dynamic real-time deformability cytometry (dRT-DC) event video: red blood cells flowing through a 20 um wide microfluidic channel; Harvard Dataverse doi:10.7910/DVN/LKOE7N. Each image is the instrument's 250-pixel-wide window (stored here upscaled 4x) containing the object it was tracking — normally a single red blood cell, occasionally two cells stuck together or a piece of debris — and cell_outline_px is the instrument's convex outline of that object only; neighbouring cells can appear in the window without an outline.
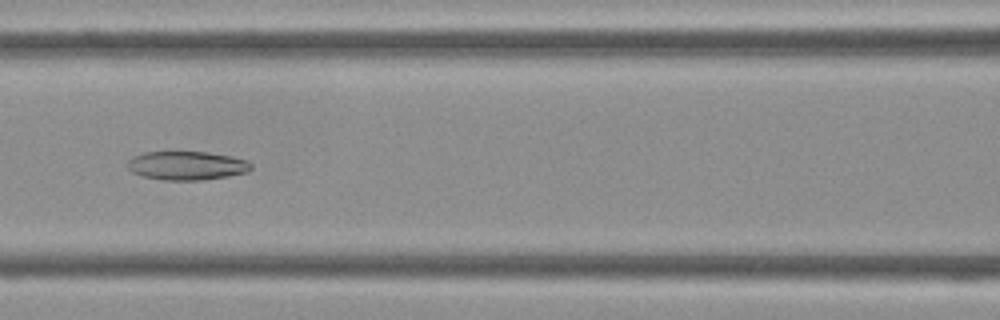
{"species": "Egyptian fruit bat (a non-hibernating species)", "species_latin": "Rousettus aegyptiacus", "temperature_condition": "cold", "stored_images_in_passage": 44, "camera_frame_rate_fps": 3000, "um_per_image_px": 0.085, "frame": {"image": 1, "passage_image": 19, "time_ms": 6.0, "image_size_px": [1000, 320], "cell_outline_px": [[252, 168], [248, 172], [228, 176], [200, 180], [164, 180], [144, 176], [132, 172], [128, 168], [128, 160], [132, 156], [144, 152], [208, 152], [248, 160], [252, 164]], "centroid_in_image_um": [15.88, 14.07], "position_along_channel_um": 150.7, "area_um2": 20.63}}
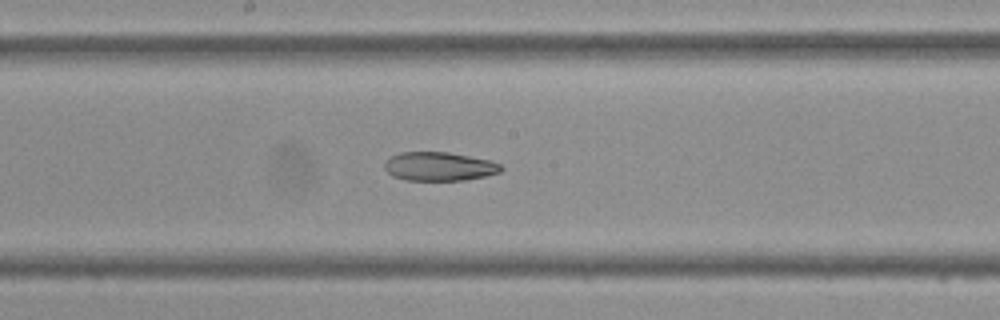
{"frame": {"image": 2, "passage_image": 23, "time_ms": 7.333, "image_size_px": [1000, 320], "cell_outline_px": [[504, 168], [500, 172], [484, 176], [464, 180], [404, 180], [392, 176], [384, 168], [384, 164], [388, 156], [400, 152], [448, 152], [488, 160], [500, 164]], "centroid_in_image_um": [37.28, 14.14], "position_along_channel_um": 210.9, "area_um2": 19.54}}
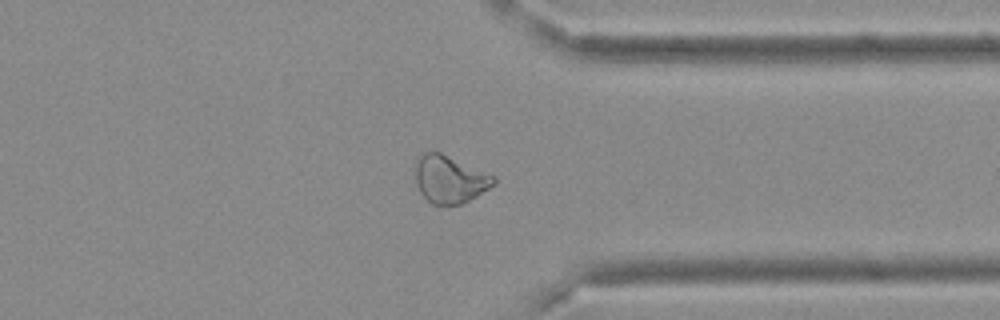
{"frame": {"image": 3, "passage_image": 34, "time_ms": 11.0, "image_size_px": [1000, 320], "cell_outline_px": [[496, 180], [488, 188], [476, 196], [460, 204], [444, 208], [432, 204], [420, 192], [416, 184], [412, 164], [416, 156], [424, 152], [440, 152], [496, 176]], "centroid_in_image_um": [38.14, 15.24], "position_along_channel_um": 373.3, "area_um2": 22.25}}